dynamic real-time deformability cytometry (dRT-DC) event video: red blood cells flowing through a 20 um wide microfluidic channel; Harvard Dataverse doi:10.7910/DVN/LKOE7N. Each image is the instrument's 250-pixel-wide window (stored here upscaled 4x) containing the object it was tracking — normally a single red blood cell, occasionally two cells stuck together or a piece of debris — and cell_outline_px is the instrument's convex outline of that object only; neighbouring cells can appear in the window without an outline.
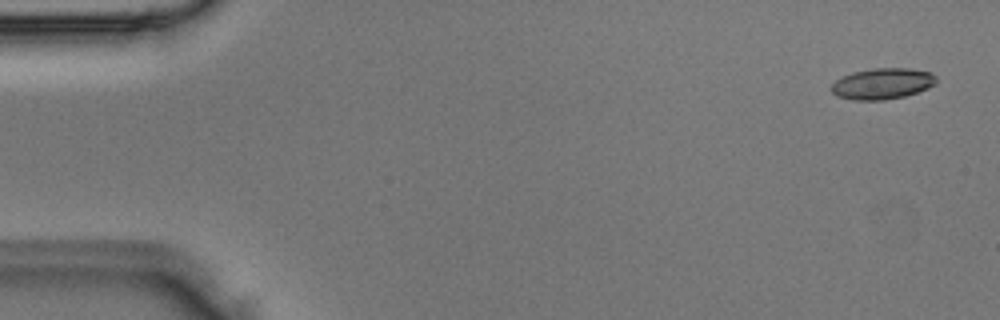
{"species": "Egyptian fruit bat (a non-hibernating species)", "species_latin": "Rousettus aegyptiacus", "temperature_condition": "room temperature", "stored_images_in_passage": 3, "camera_frame_rate_fps": 3000, "um_per_image_px": 0.085, "animal": {"sex": "male"}, "frame": {"image": 1, "passage_image": 1, "time_ms": 0.0, "image_size_px": [1000, 320], "cell_outline_px": [[936, 84], [928, 88], [904, 96], [884, 100], [852, 100], [836, 96], [832, 92], [832, 84], [836, 80], [852, 72], [872, 68], [912, 68], [932, 72], [936, 76]], "centroid_in_image_um": [75.02, 7.1], "position_along_channel_um": 10.0, "area_um2": 19.07}}